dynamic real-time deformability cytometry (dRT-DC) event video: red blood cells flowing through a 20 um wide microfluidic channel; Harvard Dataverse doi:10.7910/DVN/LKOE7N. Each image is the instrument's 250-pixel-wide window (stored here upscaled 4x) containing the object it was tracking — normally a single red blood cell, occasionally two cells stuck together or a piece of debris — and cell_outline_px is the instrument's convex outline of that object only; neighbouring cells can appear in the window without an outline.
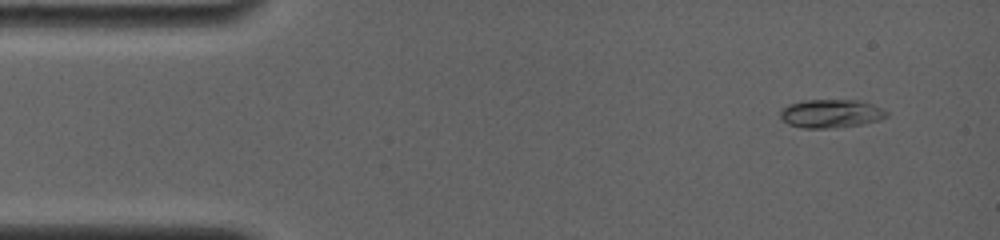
{"species": "common noctule bat (a hibernating species)", "species_latin": "Nyctalus noctula", "temperature_condition": "room temperature", "stored_images_in_passage": 2, "camera_frame_rate_fps": 4000, "um_per_image_px": 0.085, "animal": {"sex": "female", "body_mass_g": 19.0, "forearm_length_mm": 56.7}, "frame": {"image": 1, "passage_image": 2, "time_ms": 1.0, "image_size_px": [1000, 240], "cell_outline_px": [[888, 116], [880, 120], [860, 124], [832, 128], [804, 128], [788, 124], [780, 116], [780, 108], [788, 104], [804, 100], [856, 100], [872, 104], [888, 112]], "centroid_in_image_um": [70.6, 9.65], "position_along_channel_um": 14.4, "area_um2": 17.57}}